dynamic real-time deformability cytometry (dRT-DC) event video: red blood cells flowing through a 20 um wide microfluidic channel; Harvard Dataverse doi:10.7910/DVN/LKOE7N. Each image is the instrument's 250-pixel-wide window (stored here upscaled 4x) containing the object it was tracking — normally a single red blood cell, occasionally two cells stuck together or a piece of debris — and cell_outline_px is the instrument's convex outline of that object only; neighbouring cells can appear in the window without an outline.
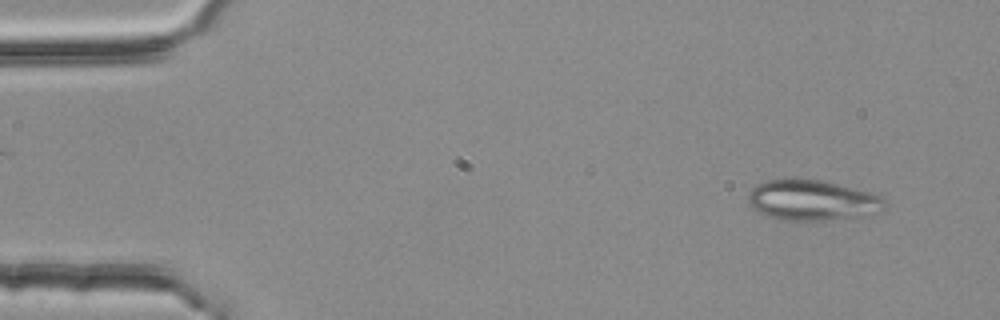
{"species": "common noctule bat (a hibernating species)", "species_latin": "Nyctalus noctula", "temperature_condition": "room temperature", "stored_images_in_passage": 4, "camera_frame_rate_fps": 3000, "um_per_image_px": 0.085, "animal": {"sex": "female", "body_mass_g": 25.1}, "frame": {"image": 1, "passage_image": 4, "time_ms": 1.0, "image_size_px": [1000, 320], "cell_outline_px": [[884, 208], [880, 212], [824, 220], [780, 220], [760, 212], [752, 208], [748, 204], [748, 192], [756, 184], [764, 180], [820, 180], [868, 192], [880, 196], [884, 200]], "centroid_in_image_um": [68.97, 17.02], "position_along_channel_um": 16.0, "area_um2": 31.44}}